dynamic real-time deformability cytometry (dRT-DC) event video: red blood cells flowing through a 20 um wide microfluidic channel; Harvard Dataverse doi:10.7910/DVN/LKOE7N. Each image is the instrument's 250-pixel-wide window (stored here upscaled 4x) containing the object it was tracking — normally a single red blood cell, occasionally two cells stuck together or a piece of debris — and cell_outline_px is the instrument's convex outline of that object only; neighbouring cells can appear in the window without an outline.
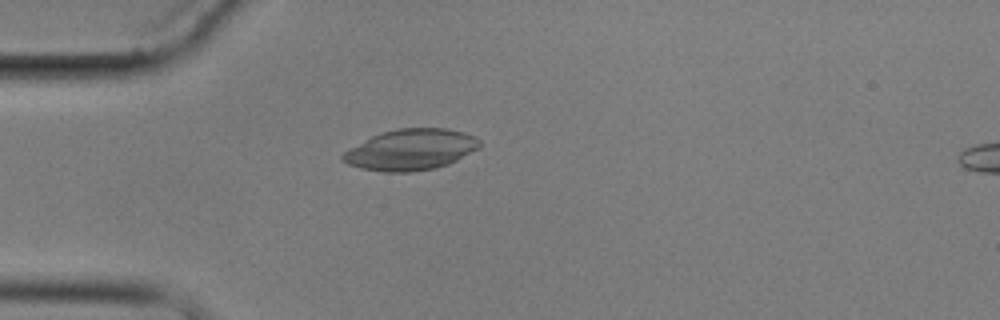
{"species": "common noctule bat (a hibernating species)", "species_latin": "Nyctalus noctula", "temperature_condition": "cold", "stored_images_in_passage": 5, "camera_frame_rate_fps": 3000, "um_per_image_px": 0.085, "animal": {"sex": "male", "body_mass_g": 17.9}, "frame": {"image": 1, "passage_image": 4, "time_ms": 4.333, "image_size_px": [1000, 320], "cell_outline_px": [[480, 148], [448, 164], [436, 168], [408, 172], [384, 172], [360, 168], [348, 164], [340, 160], [340, 156], [344, 152], [372, 136], [396, 128], [444, 128], [464, 132], [476, 136], [480, 140]], "centroid_in_image_um": [34.93, 12.72], "position_along_channel_um": 50.1, "area_um2": 32.66}}